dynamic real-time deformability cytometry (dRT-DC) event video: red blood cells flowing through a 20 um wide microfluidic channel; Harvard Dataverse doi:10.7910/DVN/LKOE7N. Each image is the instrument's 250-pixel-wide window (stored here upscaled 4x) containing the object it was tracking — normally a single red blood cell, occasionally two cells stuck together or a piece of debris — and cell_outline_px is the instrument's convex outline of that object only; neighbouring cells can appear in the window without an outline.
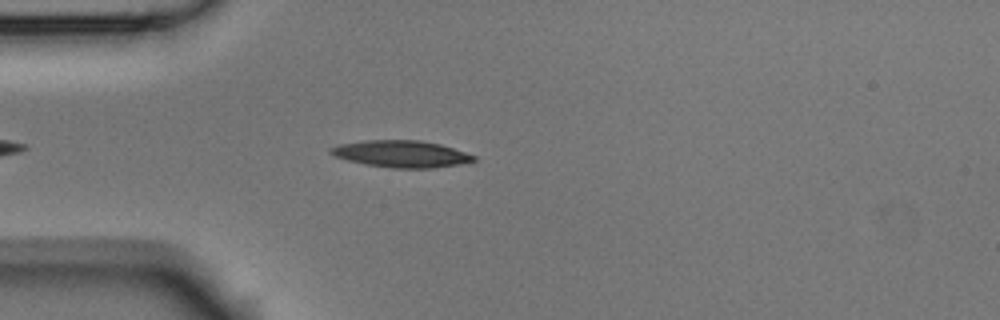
{"species": "Egyptian fruit bat (a non-hibernating species)", "species_latin": "Rousettus aegyptiacus", "temperature_condition": "room temperature", "stored_images_in_passage": 4, "camera_frame_rate_fps": 3000, "um_per_image_px": 0.085, "animal": {"sex": "male"}, "frame": {"image": 1, "passage_image": 4, "time_ms": 1.0, "image_size_px": [1000, 320], "cell_outline_px": [[476, 160], [456, 164], [432, 168], [392, 168], [364, 164], [332, 156], [328, 152], [328, 148], [340, 144], [364, 140], [420, 140], [440, 144], [476, 156]], "centroid_in_image_um": [34.03, 13.07], "position_along_channel_um": 51.0, "area_um2": 22.31}}